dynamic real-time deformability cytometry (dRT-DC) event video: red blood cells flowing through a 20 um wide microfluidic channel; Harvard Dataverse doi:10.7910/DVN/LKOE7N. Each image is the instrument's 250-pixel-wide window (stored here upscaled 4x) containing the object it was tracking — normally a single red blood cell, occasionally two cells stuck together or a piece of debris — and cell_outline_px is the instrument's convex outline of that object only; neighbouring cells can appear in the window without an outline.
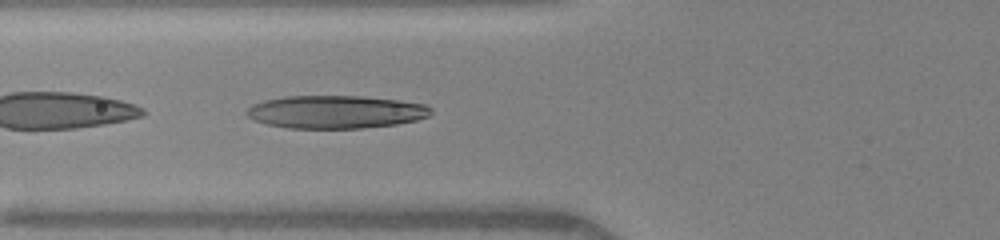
{"species": "human", "species_latin": "Homo sapiens", "temperature_condition": "warm", "stored_images_in_passage": 49, "camera_frame_rate_fps": 3000, "um_per_image_px": 0.085, "donor": {"sex": "female"}, "frame": {"image": 1, "passage_image": 19, "time_ms": 6.0, "image_size_px": [1000, 240], "cell_outline_px": [[432, 112], [428, 116], [416, 120], [396, 124], [360, 128], [288, 128], [268, 124], [256, 120], [248, 116], [244, 112], [252, 104], [264, 100], [284, 96], [360, 96], [400, 100], [424, 104], [432, 108]], "centroid_in_image_um": [28.53, 9.5], "position_along_channel_um": 97.3, "area_um2": 35.32}}
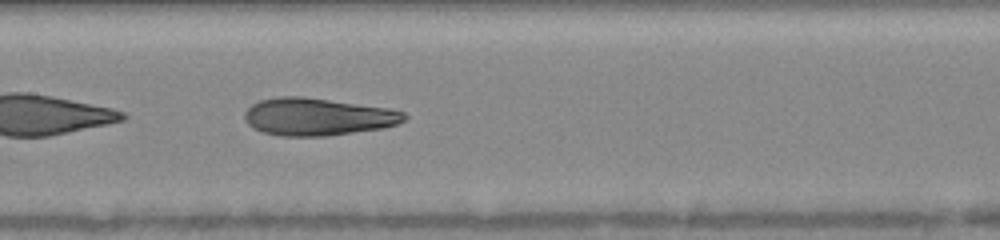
{"frame": {"image": 2, "passage_image": 25, "time_ms": 8.0, "image_size_px": [1000, 240], "cell_outline_px": [[408, 120], [384, 128], [324, 136], [280, 136], [264, 132], [252, 128], [248, 124], [244, 116], [244, 112], [252, 104], [260, 100], [280, 96], [300, 96], [392, 108], [404, 112], [408, 116]], "centroid_in_image_um": [27.03, 9.92], "position_along_channel_um": 180.4, "area_um2": 35.03}}
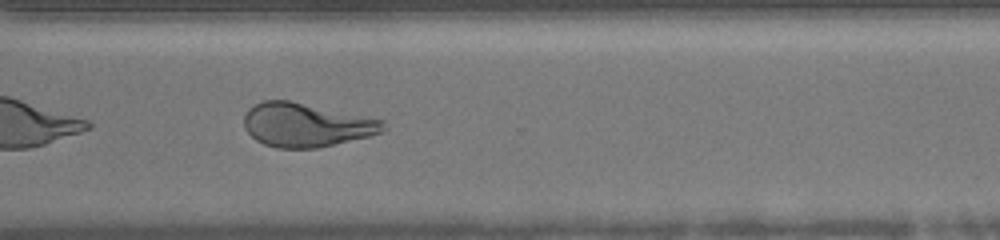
{"frame": {"image": 3, "passage_image": 37, "time_ms": 12.0, "image_size_px": [1000, 240], "cell_outline_px": [[388, 128], [380, 132], [368, 136], [316, 148], [276, 148], [264, 144], [256, 140], [244, 128], [244, 116], [248, 108], [264, 100], [288, 100], [384, 120]], "centroid_in_image_um": [26.0, 10.62], "position_along_channel_um": 344.6, "area_um2": 35.26}, "authors_computed_cell_mechanics": {"area_um2": 38.0902, "velocity_mm_per_s": 4.1213, "shape_relaxation_time_tau1_ms": 6.5875, "shape_relaxation_time_tau2_ms": 1.454, "deformation_change_tau1": 0.2623, "deformation_change_tau2": 0.0966}}